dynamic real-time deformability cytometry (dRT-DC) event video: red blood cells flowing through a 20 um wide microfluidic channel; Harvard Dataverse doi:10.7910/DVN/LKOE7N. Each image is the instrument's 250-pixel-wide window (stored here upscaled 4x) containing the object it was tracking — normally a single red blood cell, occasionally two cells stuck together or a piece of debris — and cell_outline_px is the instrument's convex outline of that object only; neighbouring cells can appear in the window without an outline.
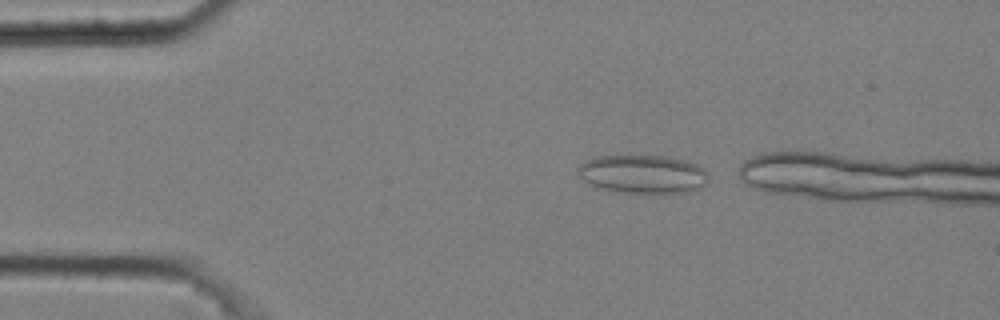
{"species": "common noctule bat (a hibernating species)", "species_latin": "Nyctalus noctula", "temperature_condition": "cold", "stored_images_in_passage": 2, "camera_frame_rate_fps": 3000, "um_per_image_px": 0.085, "animal": {"sex": "male", "body_mass_g": 20.4}, "frame": {"image": 1, "passage_image": 1, "time_ms": 0.0, "image_size_px": [1000, 320], "cell_outline_px": [[708, 180], [700, 188], [688, 192], [624, 192], [596, 188], [576, 176], [576, 168], [580, 164], [596, 156], [664, 156], [684, 160], [696, 164], [704, 168], [708, 172]], "centroid_in_image_um": [54.6, 14.79], "position_along_channel_um": 30.4, "area_um2": 29.3}}